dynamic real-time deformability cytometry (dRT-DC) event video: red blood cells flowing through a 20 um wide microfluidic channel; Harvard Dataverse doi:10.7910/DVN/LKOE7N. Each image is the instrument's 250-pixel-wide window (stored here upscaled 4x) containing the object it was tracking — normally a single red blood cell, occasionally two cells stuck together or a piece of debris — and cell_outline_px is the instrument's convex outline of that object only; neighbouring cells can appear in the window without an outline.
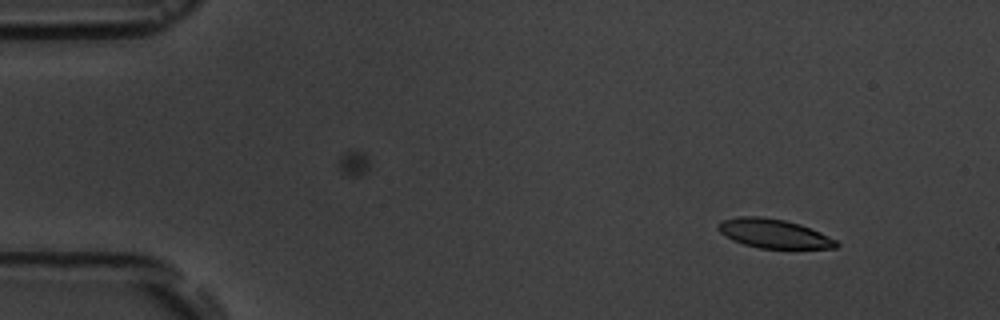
{"species": "common noctule bat (a hibernating species)", "species_latin": "Nyctalus noctula", "temperature_condition": "room temperature", "stored_images_in_passage": 4, "camera_frame_rate_fps": 3000, "um_per_image_px": 0.085, "animal": {"sex": "male", "body_mass_g": 19.5, "forearm_length_mm": 54.6}, "frame": {"image": 1, "passage_image": 1, "time_ms": 0.0, "image_size_px": [1000, 320], "cell_outline_px": [[840, 244], [836, 248], [760, 248], [744, 244], [732, 240], [720, 232], [716, 228], [716, 224], [724, 220], [740, 216], [760, 216], [784, 220], [800, 224], [820, 232], [836, 240]], "centroid_in_image_um": [65.76, 19.85], "position_along_channel_um": 19.2, "area_um2": 19.88}}
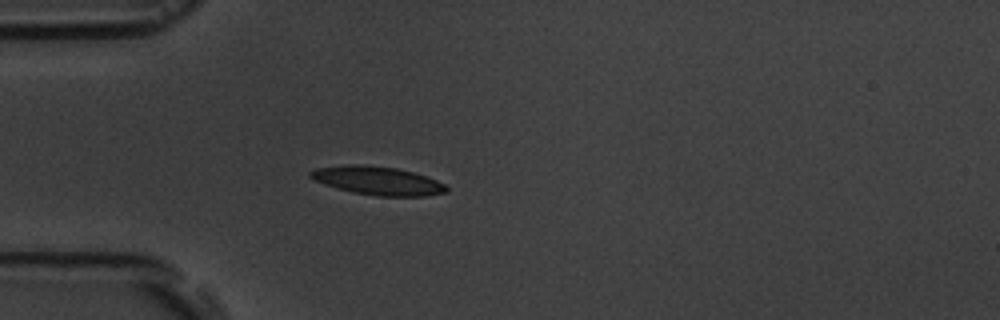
{"frame": {"image": 2, "passage_image": 4, "time_ms": 3.333, "image_size_px": [1000, 320], "cell_outline_px": [[448, 192], [428, 196], [376, 196], [352, 192], [324, 184], [308, 176], [308, 172], [316, 168], [352, 164], [356, 164], [396, 168], [412, 172], [436, 180], [444, 184], [448, 188]], "centroid_in_image_um": [32.11, 15.37], "position_along_channel_um": 52.9, "area_um2": 22.37}}